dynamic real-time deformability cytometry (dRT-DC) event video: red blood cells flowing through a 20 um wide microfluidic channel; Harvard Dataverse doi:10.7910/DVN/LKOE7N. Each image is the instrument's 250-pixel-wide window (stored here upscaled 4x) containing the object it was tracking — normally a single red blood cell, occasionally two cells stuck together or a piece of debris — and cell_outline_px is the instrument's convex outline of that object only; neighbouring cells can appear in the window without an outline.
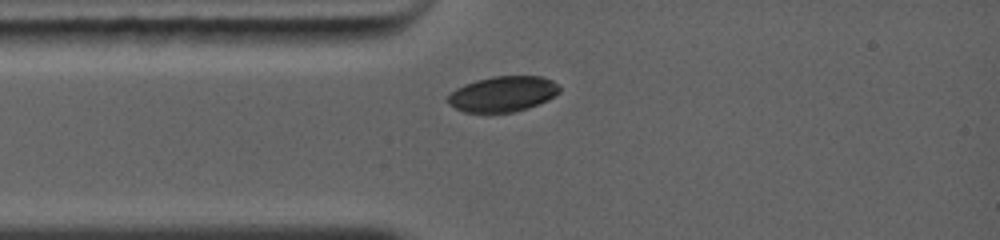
{"species": "common noctule bat (a hibernating species)", "species_latin": "Nyctalus noctula", "temperature_condition": "warm", "stored_images_in_passage": 19, "camera_frame_rate_fps": 5000, "um_per_image_px": 0.085, "animal": {"sex": "female", "body_mass_g": 19.0, "forearm_length_mm": 56.7}, "frame": {"image": 1, "passage_image": 1, "time_ms": 0.0, "image_size_px": [1000, 240], "cell_outline_px": [[560, 92], [536, 104], [512, 112], [464, 112], [456, 108], [448, 100], [448, 96], [456, 88], [464, 84], [476, 80], [492, 76], [540, 76], [552, 80], [560, 88]], "centroid_in_image_um": [42.72, 7.96], "position_along_channel_um": 42.3, "area_um2": 22.54}}
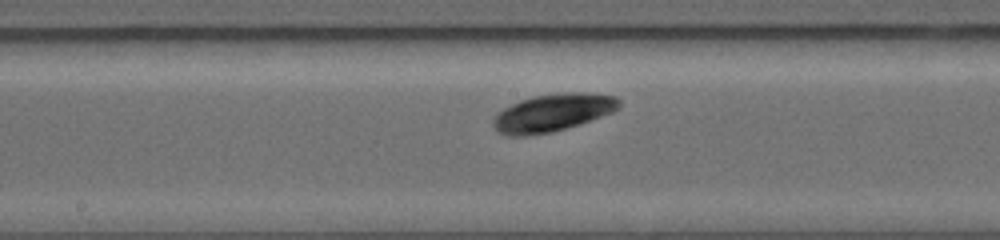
{"frame": {"image": 2, "passage_image": 10, "time_ms": 3.8, "image_size_px": [1000, 240], "cell_outline_px": [[620, 108], [612, 112], [564, 128], [548, 132], [524, 136], [504, 136], [496, 132], [492, 124], [492, 120], [496, 112], [520, 100], [532, 96], [556, 92], [596, 92], [616, 96], [620, 100]], "centroid_in_image_um": [46.94, 9.55], "position_along_channel_um": 201.3, "area_um2": 27.8}}
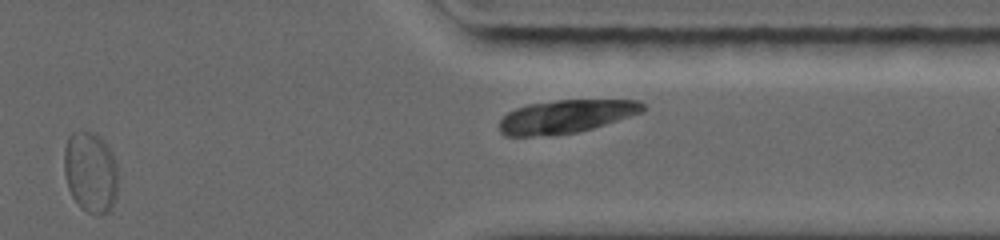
{"frame": {"image": 3, "passage_image": 17, "time_ms": 7.6, "image_size_px": [1000, 240], "cell_outline_px": [[116, 196], [108, 212], [100, 216], [96, 216], [80, 208], [72, 196], [68, 188], [64, 172], [64, 148], [68, 136], [72, 132], [88, 132], [104, 140], [112, 152], [116, 164]], "centroid_in_image_um": [7.67, 14.66], "position_along_channel_um": 403.7, "area_um2": 25.37}, "authors_computed_cell_mechanics": {"area_um2": 25.3742, "velocity_mm_per_s": 4.2405, "shape_relaxation_time_tau1_ms": null, "shape_relaxation_time_tau2_ms": 4.4319, "deformation_change_tau1": null, "deformation_change_tau2": 0.0568}}